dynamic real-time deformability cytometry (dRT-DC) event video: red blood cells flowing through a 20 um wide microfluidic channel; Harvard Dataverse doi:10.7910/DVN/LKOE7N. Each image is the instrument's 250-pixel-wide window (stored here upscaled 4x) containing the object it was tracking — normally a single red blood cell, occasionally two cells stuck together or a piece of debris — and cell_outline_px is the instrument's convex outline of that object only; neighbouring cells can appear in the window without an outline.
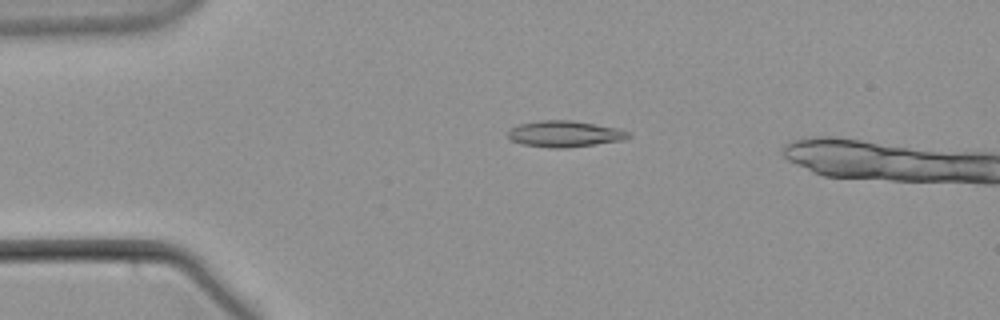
{"species": "common noctule bat (a hibernating species)", "species_latin": "Nyctalus noctula", "temperature_condition": "warm", "stored_images_in_passage": 5, "camera_frame_rate_fps": 3000, "um_per_image_px": 0.085, "animal": {"sex": "male", "body_mass_g": 21.5, "forearm_length_mm": 52.0}, "frame": {"image": 1, "passage_image": 1, "time_ms": 0.0, "image_size_px": [1000, 320], "cell_outline_px": [[632, 136], [624, 140], [568, 148], [548, 148], [524, 144], [512, 140], [508, 136], [508, 132], [512, 128], [520, 124], [540, 120], [572, 120], [620, 128], [632, 132]], "centroid_in_image_um": [48.08, 11.38], "position_along_channel_um": 36.9, "area_um2": 18.55}}